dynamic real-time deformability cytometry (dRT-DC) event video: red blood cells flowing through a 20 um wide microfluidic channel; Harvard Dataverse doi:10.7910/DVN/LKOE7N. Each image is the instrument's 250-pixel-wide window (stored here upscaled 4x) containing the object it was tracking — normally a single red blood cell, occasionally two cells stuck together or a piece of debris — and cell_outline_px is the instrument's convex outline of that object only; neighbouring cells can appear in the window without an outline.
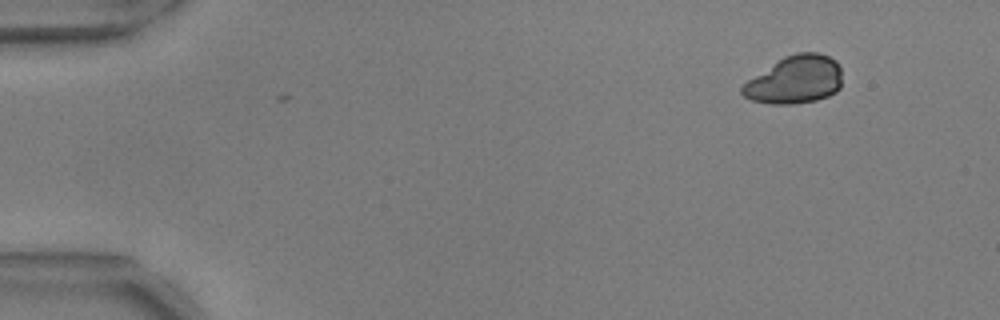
{"species": "common noctule bat (a hibernating species)", "species_latin": "Nyctalus noctula", "temperature_condition": "warm", "stored_images_in_passage": 3, "camera_frame_rate_fps": 3000, "um_per_image_px": 0.085, "animal": {"sex": "male", "body_mass_g": 17.9, "forearm_length_mm": 54.2}, "frame": {"image": 1, "passage_image": 3, "time_ms": 0.667, "image_size_px": [1000, 320], "cell_outline_px": [[840, 88], [836, 92], [828, 96], [816, 100], [792, 104], [772, 104], [752, 100], [744, 96], [740, 92], [740, 88], [748, 80], [784, 56], [796, 52], [820, 52], [836, 60], [840, 64]], "centroid_in_image_um": [67.58, 6.77], "position_along_channel_um": 17.4, "area_um2": 27.86}}